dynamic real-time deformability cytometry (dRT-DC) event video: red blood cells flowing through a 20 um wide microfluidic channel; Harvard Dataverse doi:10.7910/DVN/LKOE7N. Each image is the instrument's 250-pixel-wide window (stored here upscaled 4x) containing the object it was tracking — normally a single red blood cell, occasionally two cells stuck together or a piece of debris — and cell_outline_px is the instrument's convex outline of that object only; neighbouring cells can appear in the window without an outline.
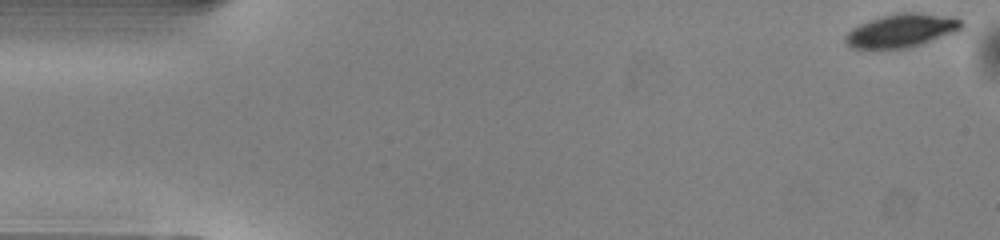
{"species": "common noctule bat (a hibernating species)", "species_latin": "Nyctalus noctula", "temperature_condition": "warm", "stored_images_in_passage": 42, "camera_frame_rate_fps": 3000, "um_per_image_px": 0.085, "animal": {"sex": "male", "body_mass_g": 13.0, "forearm_length_mm": 53.1}, "frame": {"image": 1, "passage_image": 1, "time_ms": 0.0, "image_size_px": [1000, 240], "cell_outline_px": [[964, 28], [960, 32], [908, 48], [872, 52], [852, 48], [844, 40], [844, 36], [852, 28], [860, 24], [884, 16], [900, 12], [920, 12], [952, 16], [964, 20]], "centroid_in_image_um": [76.68, 2.64], "position_along_channel_um": 8.3, "area_um2": 23.7}}
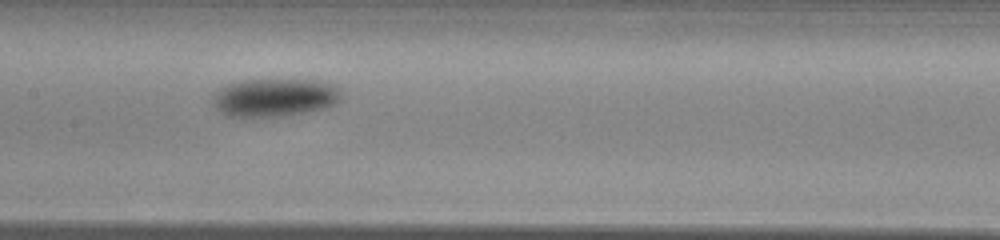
{"frame": {"image": 2, "passage_image": 24, "time_ms": 7.667, "image_size_px": [1000, 240], "cell_outline_px": [[344, 96], [336, 104], [324, 108], [284, 116], [228, 116], [220, 112], [216, 108], [212, 100], [220, 88], [228, 84], [240, 80], [316, 80], [336, 84], [340, 88]], "centroid_in_image_um": [23.42, 8.27], "position_along_channel_um": 184.0, "area_um2": 28.61}}
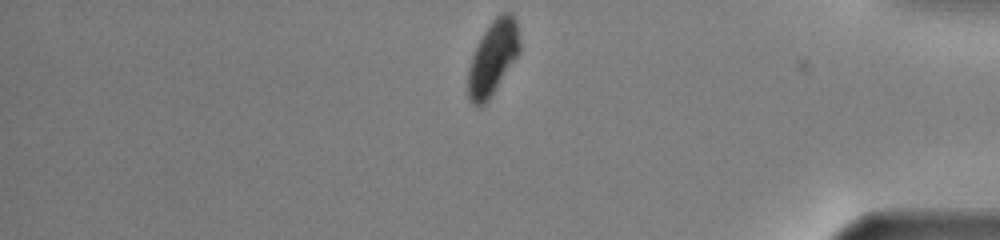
{"frame": {"image": 3, "passage_image": 42, "time_ms": 13.667, "image_size_px": [1000, 240], "cell_outline_px": [[520, 52], [488, 100], [480, 108], [476, 108], [468, 100], [468, 68], [472, 56], [484, 32], [492, 20], [500, 12], [512, 12], [516, 20], [520, 44]], "centroid_in_image_um": [41.89, 4.92], "position_along_channel_um": 393.3, "area_um2": 22.25}, "authors_computed_cell_mechanics": {"area_um2": 26.0967, "velocity_mm_per_s": 4.0369, "shape_relaxation_time_tau1_ms": 1.4474, "shape_relaxation_time_tau2_ms": null, "deformation_change_tau1": 0.1, "deformation_change_tau2": null}}